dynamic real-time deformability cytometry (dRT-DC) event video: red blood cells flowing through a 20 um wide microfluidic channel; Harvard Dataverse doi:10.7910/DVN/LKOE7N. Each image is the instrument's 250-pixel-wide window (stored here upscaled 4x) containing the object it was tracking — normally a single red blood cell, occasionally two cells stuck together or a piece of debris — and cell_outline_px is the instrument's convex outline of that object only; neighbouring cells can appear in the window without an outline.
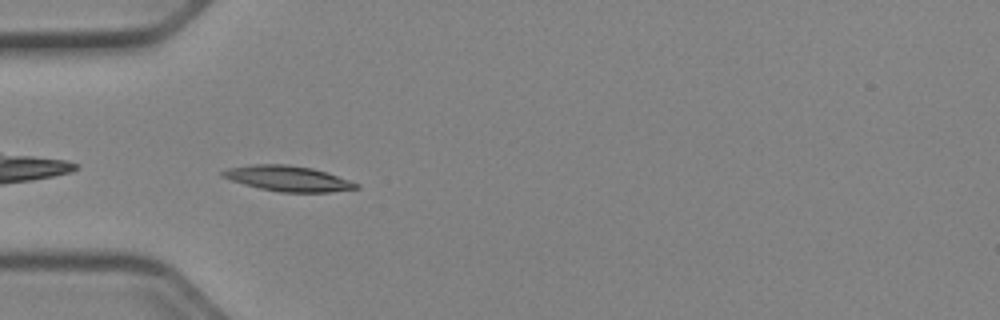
{"species": "Egyptian fruit bat (a non-hibernating species)", "species_latin": "Rousettus aegyptiacus", "temperature_condition": "cold", "stored_images_in_passage": 37, "camera_frame_rate_fps": 3000, "um_per_image_px": 0.085, "animal": {"sex": "female"}, "frame": {"image": 1, "passage_image": 2, "time_ms": 0.333, "image_size_px": [1000, 320], "cell_outline_px": [[360, 188], [328, 192], [280, 192], [260, 188], [244, 184], [220, 176], [220, 172], [228, 168], [252, 164], [288, 164], [312, 168], [360, 184]], "centroid_in_image_um": [24.45, 15.17], "position_along_channel_um": 60.6, "area_um2": 19.59}}
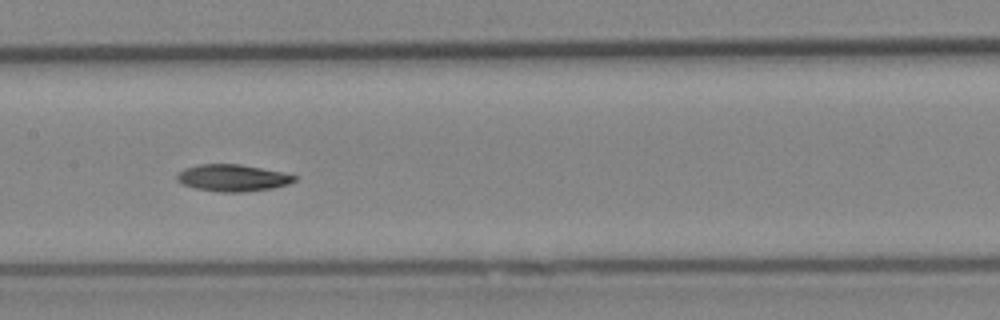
{"frame": {"image": 2, "passage_image": 12, "time_ms": 3.667, "image_size_px": [1000, 320], "cell_outline_px": [[296, 180], [288, 184], [272, 188], [240, 192], [220, 192], [196, 188], [184, 184], [176, 180], [176, 176], [184, 168], [200, 164], [240, 164], [284, 172], [296, 176]], "centroid_in_image_um": [19.78, 15.11], "position_along_channel_um": 187.6, "area_um2": 18.26}}
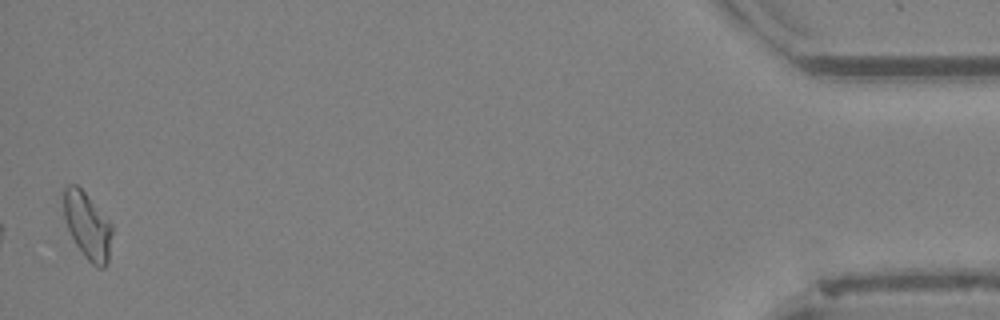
{"frame": {"image": 3, "passage_image": 37, "time_ms": 12.0, "image_size_px": [1000, 320], "cell_outline_px": [[112, 232], [108, 264], [104, 268], [96, 268], [84, 256], [76, 244], [68, 228], [64, 216], [60, 192], [68, 184], [76, 184], [84, 192], [112, 224]], "centroid_in_image_um": [7.4, 19.17], "position_along_channel_um": 427.8, "area_um2": 19.02}, "authors_computed_cell_mechanics": {"area_um2": 18.207, "velocity_mm_per_s": 3.946, "shape_relaxation_time_tau1_ms": 7.2045, "shape_relaxation_time_tau2_ms": null, "deformation_change_tau1": 0.1609, "deformation_change_tau2": null}}